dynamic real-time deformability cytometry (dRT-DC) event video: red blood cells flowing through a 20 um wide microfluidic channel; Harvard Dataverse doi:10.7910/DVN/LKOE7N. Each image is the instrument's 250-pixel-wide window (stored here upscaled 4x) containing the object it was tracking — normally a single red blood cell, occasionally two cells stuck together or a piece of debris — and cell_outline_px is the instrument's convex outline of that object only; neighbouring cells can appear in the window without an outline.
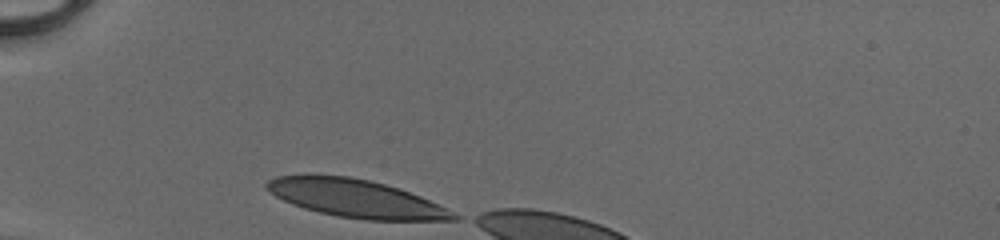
{"species": "human", "species_latin": "Homo sapiens", "temperature_condition": "cold", "stored_images_in_passage": 6, "camera_frame_rate_fps": 3000, "um_per_image_px": 0.085, "donor": {"sex": "male"}, "frame": {"image": 1, "passage_image": 1, "time_ms": 0.0, "image_size_px": [1000, 240], "cell_outline_px": [[460, 220], [368, 220], [340, 216], [320, 212], [304, 208], [292, 204], [276, 196], [264, 188], [264, 184], [268, 180], [276, 176], [308, 172], [348, 176], [368, 180], [384, 184], [420, 196], [460, 216]], "centroid_in_image_um": [30.13, 16.83], "position_along_channel_um": 54.9, "area_um2": 41.38}}